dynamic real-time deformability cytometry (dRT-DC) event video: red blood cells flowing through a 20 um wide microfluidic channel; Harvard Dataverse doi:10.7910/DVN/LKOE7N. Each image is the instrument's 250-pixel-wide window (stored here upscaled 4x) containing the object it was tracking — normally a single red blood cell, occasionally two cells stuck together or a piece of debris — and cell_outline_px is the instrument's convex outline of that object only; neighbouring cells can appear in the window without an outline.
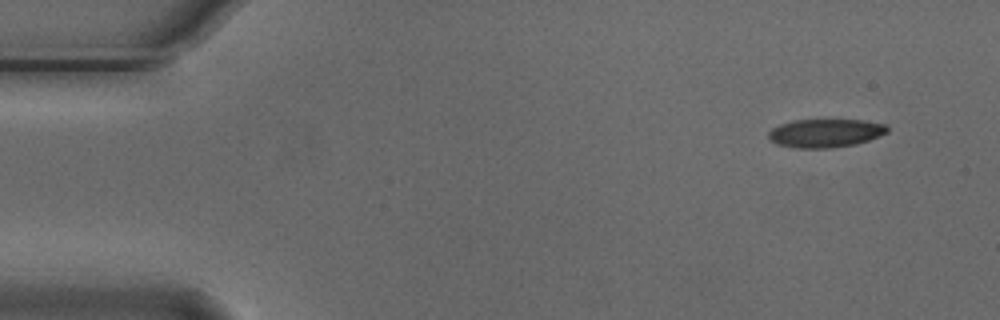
{"species": "Egyptian fruit bat (a non-hibernating species)", "species_latin": "Rousettus aegyptiacus", "temperature_condition": "cold", "stored_images_in_passage": 7, "camera_frame_rate_fps": 3000, "um_per_image_px": 0.085, "animal": {"sex": "male"}, "frame": {"image": 1, "passage_image": 1, "time_ms": 0.0, "image_size_px": [1000, 320], "cell_outline_px": [[888, 132], [868, 140], [856, 144], [832, 148], [796, 148], [776, 144], [768, 136], [768, 132], [772, 128], [780, 124], [792, 120], [864, 120], [884, 124], [888, 128]], "centroid_in_image_um": [70.14, 11.31], "position_along_channel_um": 14.9, "area_um2": 19.65}}
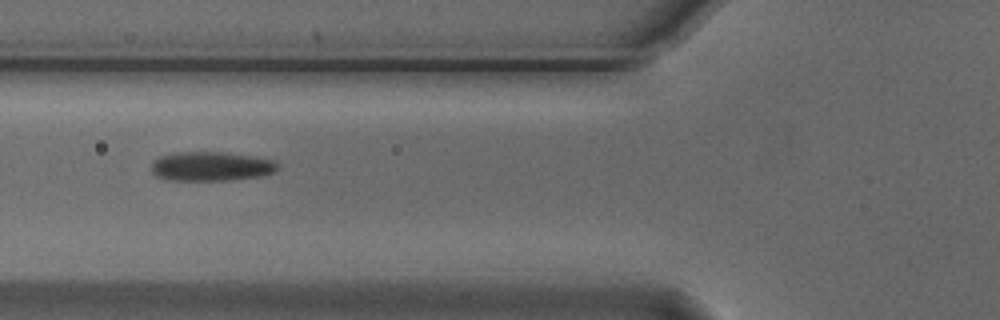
{"frame": {"image": 2, "passage_image": 5, "time_ms": 1.333, "image_size_px": [1000, 320], "cell_outline_px": [[280, 168], [272, 172], [260, 176], [228, 180], [164, 180], [156, 176], [152, 172], [152, 164], [160, 156], [176, 152], [224, 152], [252, 156], [276, 160], [280, 164]], "centroid_in_image_um": [17.97, 14.14], "position_along_channel_um": 107.8, "area_um2": 21.62}}
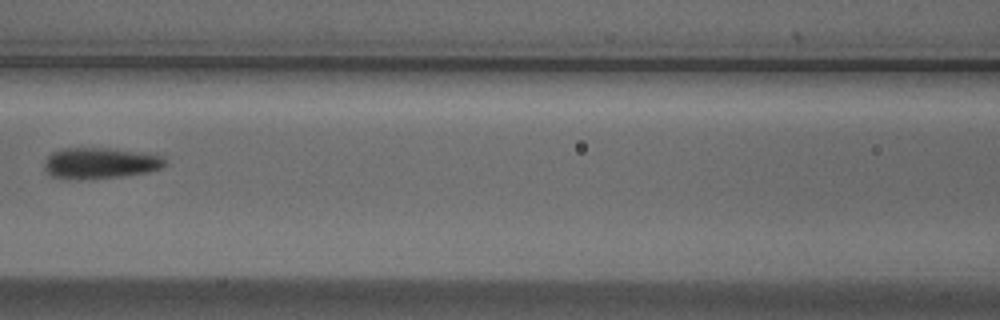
{"frame": {"image": 3, "passage_image": 6, "time_ms": 1.667, "image_size_px": [1000, 320], "cell_outline_px": [[168, 164], [160, 168], [148, 172], [124, 176], [88, 180], [72, 180], [52, 176], [44, 168], [44, 160], [52, 152], [64, 148], [108, 148], [148, 152], [164, 156]], "centroid_in_image_um": [8.55, 13.87], "position_along_channel_um": 158.0, "area_um2": 22.43}}